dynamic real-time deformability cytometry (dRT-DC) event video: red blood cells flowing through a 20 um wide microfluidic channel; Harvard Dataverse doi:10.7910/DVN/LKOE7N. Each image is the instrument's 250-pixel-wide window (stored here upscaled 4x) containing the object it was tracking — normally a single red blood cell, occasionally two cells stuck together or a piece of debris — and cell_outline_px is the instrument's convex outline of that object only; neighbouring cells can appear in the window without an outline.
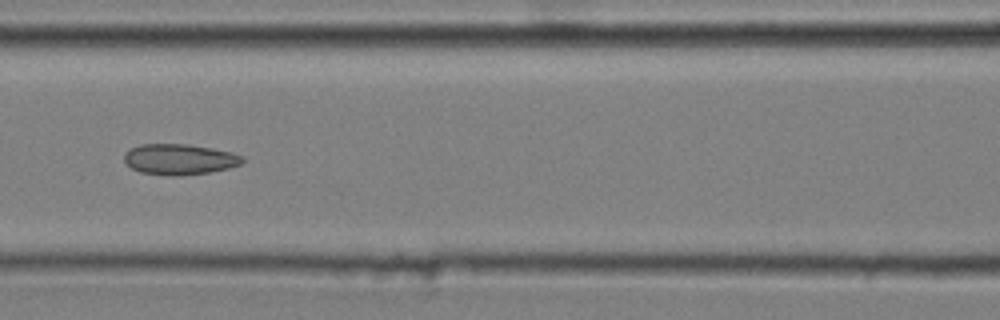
{"species": "common noctule bat (a hibernating species)", "species_latin": "Nyctalus noctula", "temperature_condition": "cold", "stored_images_in_passage": 13, "camera_frame_rate_fps": 3000, "um_per_image_px": 0.085, "animal": {"sex": "male", "body_mass_g": 20.4}, "frame": {"image": 1, "passage_image": 6, "time_ms": 1.667, "image_size_px": [1000, 320], "cell_outline_px": [[244, 160], [240, 164], [228, 168], [208, 172], [180, 176], [172, 176], [140, 172], [132, 168], [124, 160], [124, 152], [140, 144], [188, 144], [212, 148], [232, 152], [244, 156]], "centroid_in_image_um": [15.26, 13.53], "position_along_channel_um": 151.3, "area_um2": 21.15}}
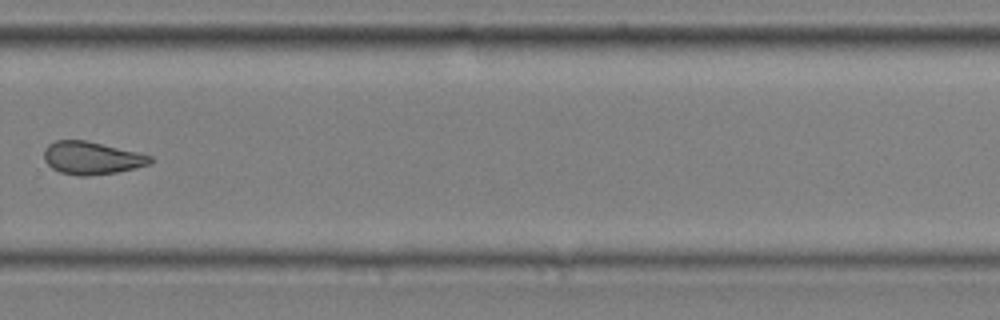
{"frame": {"image": 2, "passage_image": 10, "time_ms": 3.0, "image_size_px": [1000, 320], "cell_outline_px": [[156, 160], [152, 164], [136, 168], [116, 172], [88, 176], [80, 176], [60, 172], [52, 168], [44, 160], [44, 148], [48, 144], [56, 140], [84, 140], [136, 152], [152, 156]], "centroid_in_image_um": [7.81, 13.44], "position_along_channel_um": 322.0, "area_um2": 20.29}}
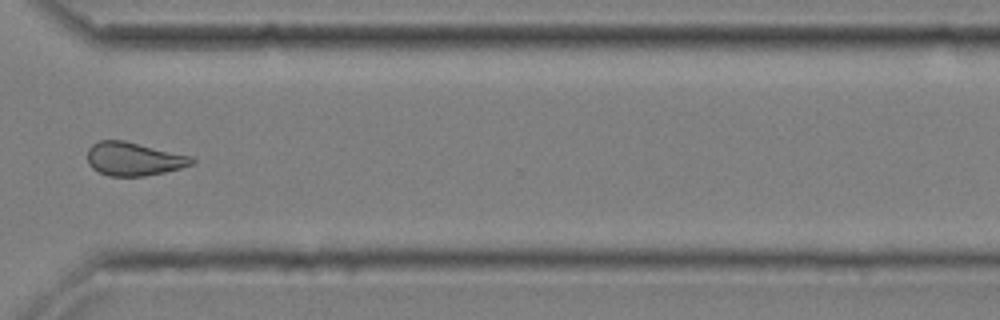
{"frame": {"image": 3, "passage_image": 11, "time_ms": 3.333, "image_size_px": [1000, 320], "cell_outline_px": [[196, 160], [192, 164], [180, 168], [164, 172], [144, 176], [108, 176], [92, 168], [88, 164], [88, 148], [92, 144], [100, 140], [124, 140], [192, 156]], "centroid_in_image_um": [11.36, 13.5], "position_along_channel_um": 359.2, "area_um2": 20.35}}